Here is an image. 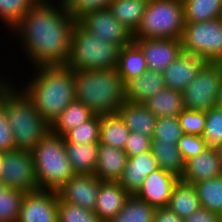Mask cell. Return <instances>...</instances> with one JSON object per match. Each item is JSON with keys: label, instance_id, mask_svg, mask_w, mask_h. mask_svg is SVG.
Instances as JSON below:
<instances>
[{"label": "cell", "instance_id": "6", "mask_svg": "<svg viewBox=\"0 0 222 222\" xmlns=\"http://www.w3.org/2000/svg\"><path fill=\"white\" fill-rule=\"evenodd\" d=\"M121 48L98 38L77 21L66 66L76 71L117 69Z\"/></svg>", "mask_w": 222, "mask_h": 222}, {"label": "cell", "instance_id": "33", "mask_svg": "<svg viewBox=\"0 0 222 222\" xmlns=\"http://www.w3.org/2000/svg\"><path fill=\"white\" fill-rule=\"evenodd\" d=\"M185 22H203L222 17V0H182Z\"/></svg>", "mask_w": 222, "mask_h": 222}, {"label": "cell", "instance_id": "44", "mask_svg": "<svg viewBox=\"0 0 222 222\" xmlns=\"http://www.w3.org/2000/svg\"><path fill=\"white\" fill-rule=\"evenodd\" d=\"M12 129L8 123V118L4 106L0 103V151L15 150Z\"/></svg>", "mask_w": 222, "mask_h": 222}, {"label": "cell", "instance_id": "27", "mask_svg": "<svg viewBox=\"0 0 222 222\" xmlns=\"http://www.w3.org/2000/svg\"><path fill=\"white\" fill-rule=\"evenodd\" d=\"M146 0H112L108 6L112 15L133 35L143 17Z\"/></svg>", "mask_w": 222, "mask_h": 222}, {"label": "cell", "instance_id": "18", "mask_svg": "<svg viewBox=\"0 0 222 222\" xmlns=\"http://www.w3.org/2000/svg\"><path fill=\"white\" fill-rule=\"evenodd\" d=\"M220 175H222V164L216 150L214 147H207L185 162V171L181 180L194 184Z\"/></svg>", "mask_w": 222, "mask_h": 222}, {"label": "cell", "instance_id": "4", "mask_svg": "<svg viewBox=\"0 0 222 222\" xmlns=\"http://www.w3.org/2000/svg\"><path fill=\"white\" fill-rule=\"evenodd\" d=\"M11 81L0 92L16 149L32 151L50 131L48 124L26 94ZM17 87V88H16Z\"/></svg>", "mask_w": 222, "mask_h": 222}, {"label": "cell", "instance_id": "29", "mask_svg": "<svg viewBox=\"0 0 222 222\" xmlns=\"http://www.w3.org/2000/svg\"><path fill=\"white\" fill-rule=\"evenodd\" d=\"M147 70L143 52L134 42L121 48L117 72L124 84Z\"/></svg>", "mask_w": 222, "mask_h": 222}, {"label": "cell", "instance_id": "40", "mask_svg": "<svg viewBox=\"0 0 222 222\" xmlns=\"http://www.w3.org/2000/svg\"><path fill=\"white\" fill-rule=\"evenodd\" d=\"M184 134L203 135L206 112L184 109L178 116Z\"/></svg>", "mask_w": 222, "mask_h": 222}, {"label": "cell", "instance_id": "30", "mask_svg": "<svg viewBox=\"0 0 222 222\" xmlns=\"http://www.w3.org/2000/svg\"><path fill=\"white\" fill-rule=\"evenodd\" d=\"M93 115L92 111L85 104L74 100L54 121L51 125V130L56 134L64 136L68 131L89 120Z\"/></svg>", "mask_w": 222, "mask_h": 222}, {"label": "cell", "instance_id": "48", "mask_svg": "<svg viewBox=\"0 0 222 222\" xmlns=\"http://www.w3.org/2000/svg\"><path fill=\"white\" fill-rule=\"evenodd\" d=\"M216 107L222 109V83L220 85V89L217 94Z\"/></svg>", "mask_w": 222, "mask_h": 222}, {"label": "cell", "instance_id": "39", "mask_svg": "<svg viewBox=\"0 0 222 222\" xmlns=\"http://www.w3.org/2000/svg\"><path fill=\"white\" fill-rule=\"evenodd\" d=\"M202 136L208 147H215L222 142V109L214 107L206 112Z\"/></svg>", "mask_w": 222, "mask_h": 222}, {"label": "cell", "instance_id": "8", "mask_svg": "<svg viewBox=\"0 0 222 222\" xmlns=\"http://www.w3.org/2000/svg\"><path fill=\"white\" fill-rule=\"evenodd\" d=\"M183 52L206 62L222 63L221 18L201 22H185L182 35Z\"/></svg>", "mask_w": 222, "mask_h": 222}, {"label": "cell", "instance_id": "37", "mask_svg": "<svg viewBox=\"0 0 222 222\" xmlns=\"http://www.w3.org/2000/svg\"><path fill=\"white\" fill-rule=\"evenodd\" d=\"M183 134L178 117H160L157 118V124L152 140H158L160 143L177 144Z\"/></svg>", "mask_w": 222, "mask_h": 222}, {"label": "cell", "instance_id": "50", "mask_svg": "<svg viewBox=\"0 0 222 222\" xmlns=\"http://www.w3.org/2000/svg\"><path fill=\"white\" fill-rule=\"evenodd\" d=\"M8 189H9V188L0 181V197H1V195H2L5 191H7Z\"/></svg>", "mask_w": 222, "mask_h": 222}, {"label": "cell", "instance_id": "31", "mask_svg": "<svg viewBox=\"0 0 222 222\" xmlns=\"http://www.w3.org/2000/svg\"><path fill=\"white\" fill-rule=\"evenodd\" d=\"M201 208L222 215V175L194 183Z\"/></svg>", "mask_w": 222, "mask_h": 222}, {"label": "cell", "instance_id": "13", "mask_svg": "<svg viewBox=\"0 0 222 222\" xmlns=\"http://www.w3.org/2000/svg\"><path fill=\"white\" fill-rule=\"evenodd\" d=\"M142 50L148 70L163 72L183 52L182 40L176 38L134 39Z\"/></svg>", "mask_w": 222, "mask_h": 222}, {"label": "cell", "instance_id": "25", "mask_svg": "<svg viewBox=\"0 0 222 222\" xmlns=\"http://www.w3.org/2000/svg\"><path fill=\"white\" fill-rule=\"evenodd\" d=\"M99 143H65L66 154L75 174H94Z\"/></svg>", "mask_w": 222, "mask_h": 222}, {"label": "cell", "instance_id": "51", "mask_svg": "<svg viewBox=\"0 0 222 222\" xmlns=\"http://www.w3.org/2000/svg\"><path fill=\"white\" fill-rule=\"evenodd\" d=\"M3 156H4V152L0 151V165H1V162H2V159H3Z\"/></svg>", "mask_w": 222, "mask_h": 222}, {"label": "cell", "instance_id": "2", "mask_svg": "<svg viewBox=\"0 0 222 222\" xmlns=\"http://www.w3.org/2000/svg\"><path fill=\"white\" fill-rule=\"evenodd\" d=\"M33 76L19 88L50 125L75 100L74 70L66 65L33 68ZM35 73V74H34Z\"/></svg>", "mask_w": 222, "mask_h": 222}, {"label": "cell", "instance_id": "12", "mask_svg": "<svg viewBox=\"0 0 222 222\" xmlns=\"http://www.w3.org/2000/svg\"><path fill=\"white\" fill-rule=\"evenodd\" d=\"M58 199L59 195L55 190L26 193L17 222H57Z\"/></svg>", "mask_w": 222, "mask_h": 222}, {"label": "cell", "instance_id": "19", "mask_svg": "<svg viewBox=\"0 0 222 222\" xmlns=\"http://www.w3.org/2000/svg\"><path fill=\"white\" fill-rule=\"evenodd\" d=\"M130 194L119 182L101 181L94 212L109 222L125 205Z\"/></svg>", "mask_w": 222, "mask_h": 222}, {"label": "cell", "instance_id": "3", "mask_svg": "<svg viewBox=\"0 0 222 222\" xmlns=\"http://www.w3.org/2000/svg\"><path fill=\"white\" fill-rule=\"evenodd\" d=\"M75 100L94 115L116 114L125 100V84L117 69L74 70Z\"/></svg>", "mask_w": 222, "mask_h": 222}, {"label": "cell", "instance_id": "1", "mask_svg": "<svg viewBox=\"0 0 222 222\" xmlns=\"http://www.w3.org/2000/svg\"><path fill=\"white\" fill-rule=\"evenodd\" d=\"M76 22L60 0H39L8 37H16L32 67L66 65Z\"/></svg>", "mask_w": 222, "mask_h": 222}, {"label": "cell", "instance_id": "42", "mask_svg": "<svg viewBox=\"0 0 222 222\" xmlns=\"http://www.w3.org/2000/svg\"><path fill=\"white\" fill-rule=\"evenodd\" d=\"M177 147L181 152L183 160L186 162L190 158L203 152L208 146L203 136L183 134L177 143Z\"/></svg>", "mask_w": 222, "mask_h": 222}, {"label": "cell", "instance_id": "20", "mask_svg": "<svg viewBox=\"0 0 222 222\" xmlns=\"http://www.w3.org/2000/svg\"><path fill=\"white\" fill-rule=\"evenodd\" d=\"M165 88L163 74L147 70L125 84V100L126 102L144 104Z\"/></svg>", "mask_w": 222, "mask_h": 222}, {"label": "cell", "instance_id": "36", "mask_svg": "<svg viewBox=\"0 0 222 222\" xmlns=\"http://www.w3.org/2000/svg\"><path fill=\"white\" fill-rule=\"evenodd\" d=\"M26 193L21 190L8 189L0 197V222H17L21 203Z\"/></svg>", "mask_w": 222, "mask_h": 222}, {"label": "cell", "instance_id": "28", "mask_svg": "<svg viewBox=\"0 0 222 222\" xmlns=\"http://www.w3.org/2000/svg\"><path fill=\"white\" fill-rule=\"evenodd\" d=\"M130 132L118 113L100 116L99 144L124 150Z\"/></svg>", "mask_w": 222, "mask_h": 222}, {"label": "cell", "instance_id": "32", "mask_svg": "<svg viewBox=\"0 0 222 222\" xmlns=\"http://www.w3.org/2000/svg\"><path fill=\"white\" fill-rule=\"evenodd\" d=\"M156 207L130 195L123 208L109 222H153Z\"/></svg>", "mask_w": 222, "mask_h": 222}, {"label": "cell", "instance_id": "41", "mask_svg": "<svg viewBox=\"0 0 222 222\" xmlns=\"http://www.w3.org/2000/svg\"><path fill=\"white\" fill-rule=\"evenodd\" d=\"M64 8L72 15L73 18L78 19L84 13L91 10L108 8L112 0H60Z\"/></svg>", "mask_w": 222, "mask_h": 222}, {"label": "cell", "instance_id": "23", "mask_svg": "<svg viewBox=\"0 0 222 222\" xmlns=\"http://www.w3.org/2000/svg\"><path fill=\"white\" fill-rule=\"evenodd\" d=\"M181 219L190 217L201 208L199 198L193 184L181 179L175 184L167 206Z\"/></svg>", "mask_w": 222, "mask_h": 222}, {"label": "cell", "instance_id": "16", "mask_svg": "<svg viewBox=\"0 0 222 222\" xmlns=\"http://www.w3.org/2000/svg\"><path fill=\"white\" fill-rule=\"evenodd\" d=\"M205 60L189 53L182 52L162 72L166 88L183 91L196 77Z\"/></svg>", "mask_w": 222, "mask_h": 222}, {"label": "cell", "instance_id": "35", "mask_svg": "<svg viewBox=\"0 0 222 222\" xmlns=\"http://www.w3.org/2000/svg\"><path fill=\"white\" fill-rule=\"evenodd\" d=\"M100 116L93 115L89 120L68 131L63 137L65 143H99Z\"/></svg>", "mask_w": 222, "mask_h": 222}, {"label": "cell", "instance_id": "5", "mask_svg": "<svg viewBox=\"0 0 222 222\" xmlns=\"http://www.w3.org/2000/svg\"><path fill=\"white\" fill-rule=\"evenodd\" d=\"M31 152L39 190L57 191L75 175L66 154L64 137L51 129Z\"/></svg>", "mask_w": 222, "mask_h": 222}, {"label": "cell", "instance_id": "10", "mask_svg": "<svg viewBox=\"0 0 222 222\" xmlns=\"http://www.w3.org/2000/svg\"><path fill=\"white\" fill-rule=\"evenodd\" d=\"M0 181L10 189L25 193L39 191L32 152L22 149L4 152Z\"/></svg>", "mask_w": 222, "mask_h": 222}, {"label": "cell", "instance_id": "34", "mask_svg": "<svg viewBox=\"0 0 222 222\" xmlns=\"http://www.w3.org/2000/svg\"><path fill=\"white\" fill-rule=\"evenodd\" d=\"M39 0H0V21L8 31L23 18Z\"/></svg>", "mask_w": 222, "mask_h": 222}, {"label": "cell", "instance_id": "46", "mask_svg": "<svg viewBox=\"0 0 222 222\" xmlns=\"http://www.w3.org/2000/svg\"><path fill=\"white\" fill-rule=\"evenodd\" d=\"M153 222H183V219H181L168 207H157Z\"/></svg>", "mask_w": 222, "mask_h": 222}, {"label": "cell", "instance_id": "38", "mask_svg": "<svg viewBox=\"0 0 222 222\" xmlns=\"http://www.w3.org/2000/svg\"><path fill=\"white\" fill-rule=\"evenodd\" d=\"M57 222H103L98 215L89 209L63 202L58 199Z\"/></svg>", "mask_w": 222, "mask_h": 222}, {"label": "cell", "instance_id": "26", "mask_svg": "<svg viewBox=\"0 0 222 222\" xmlns=\"http://www.w3.org/2000/svg\"><path fill=\"white\" fill-rule=\"evenodd\" d=\"M157 118L178 117L184 110L182 91L165 88L144 103Z\"/></svg>", "mask_w": 222, "mask_h": 222}, {"label": "cell", "instance_id": "14", "mask_svg": "<svg viewBox=\"0 0 222 222\" xmlns=\"http://www.w3.org/2000/svg\"><path fill=\"white\" fill-rule=\"evenodd\" d=\"M100 184L94 174H75L57 192L63 202L94 211Z\"/></svg>", "mask_w": 222, "mask_h": 222}, {"label": "cell", "instance_id": "11", "mask_svg": "<svg viewBox=\"0 0 222 222\" xmlns=\"http://www.w3.org/2000/svg\"><path fill=\"white\" fill-rule=\"evenodd\" d=\"M77 21L98 38L121 47L131 44L134 40L133 34L112 15L109 8L88 11Z\"/></svg>", "mask_w": 222, "mask_h": 222}, {"label": "cell", "instance_id": "24", "mask_svg": "<svg viewBox=\"0 0 222 222\" xmlns=\"http://www.w3.org/2000/svg\"><path fill=\"white\" fill-rule=\"evenodd\" d=\"M150 150L160 169L171 173L178 179L183 177L185 171V161L183 160L177 144L160 143L158 140H151Z\"/></svg>", "mask_w": 222, "mask_h": 222}, {"label": "cell", "instance_id": "22", "mask_svg": "<svg viewBox=\"0 0 222 222\" xmlns=\"http://www.w3.org/2000/svg\"><path fill=\"white\" fill-rule=\"evenodd\" d=\"M117 113L131 132L153 137L157 117L144 104L125 101Z\"/></svg>", "mask_w": 222, "mask_h": 222}, {"label": "cell", "instance_id": "7", "mask_svg": "<svg viewBox=\"0 0 222 222\" xmlns=\"http://www.w3.org/2000/svg\"><path fill=\"white\" fill-rule=\"evenodd\" d=\"M184 26L182 0H150L133 39H181Z\"/></svg>", "mask_w": 222, "mask_h": 222}, {"label": "cell", "instance_id": "43", "mask_svg": "<svg viewBox=\"0 0 222 222\" xmlns=\"http://www.w3.org/2000/svg\"><path fill=\"white\" fill-rule=\"evenodd\" d=\"M152 138L142 133L130 132L125 143V149L128 157L150 151Z\"/></svg>", "mask_w": 222, "mask_h": 222}, {"label": "cell", "instance_id": "49", "mask_svg": "<svg viewBox=\"0 0 222 222\" xmlns=\"http://www.w3.org/2000/svg\"><path fill=\"white\" fill-rule=\"evenodd\" d=\"M214 148L222 164V142L216 145Z\"/></svg>", "mask_w": 222, "mask_h": 222}, {"label": "cell", "instance_id": "47", "mask_svg": "<svg viewBox=\"0 0 222 222\" xmlns=\"http://www.w3.org/2000/svg\"><path fill=\"white\" fill-rule=\"evenodd\" d=\"M5 77H4V76ZM0 76V92L11 82V78L8 79L10 76L6 77L5 74ZM3 76V77H2Z\"/></svg>", "mask_w": 222, "mask_h": 222}, {"label": "cell", "instance_id": "45", "mask_svg": "<svg viewBox=\"0 0 222 222\" xmlns=\"http://www.w3.org/2000/svg\"><path fill=\"white\" fill-rule=\"evenodd\" d=\"M183 222H220V215L207 209L200 208L190 217L184 218Z\"/></svg>", "mask_w": 222, "mask_h": 222}, {"label": "cell", "instance_id": "17", "mask_svg": "<svg viewBox=\"0 0 222 222\" xmlns=\"http://www.w3.org/2000/svg\"><path fill=\"white\" fill-rule=\"evenodd\" d=\"M158 168L151 150L128 157L119 183L130 195H135L142 187L144 179Z\"/></svg>", "mask_w": 222, "mask_h": 222}, {"label": "cell", "instance_id": "9", "mask_svg": "<svg viewBox=\"0 0 222 222\" xmlns=\"http://www.w3.org/2000/svg\"><path fill=\"white\" fill-rule=\"evenodd\" d=\"M222 83V63L206 62L195 79L182 91L184 109L209 111L216 107Z\"/></svg>", "mask_w": 222, "mask_h": 222}, {"label": "cell", "instance_id": "15", "mask_svg": "<svg viewBox=\"0 0 222 222\" xmlns=\"http://www.w3.org/2000/svg\"><path fill=\"white\" fill-rule=\"evenodd\" d=\"M178 180L176 176L158 168L144 179L142 187L135 195L156 208L167 207Z\"/></svg>", "mask_w": 222, "mask_h": 222}, {"label": "cell", "instance_id": "21", "mask_svg": "<svg viewBox=\"0 0 222 222\" xmlns=\"http://www.w3.org/2000/svg\"><path fill=\"white\" fill-rule=\"evenodd\" d=\"M127 160L128 156L124 150L99 144L94 175L101 181L119 182Z\"/></svg>", "mask_w": 222, "mask_h": 222}]
</instances>
